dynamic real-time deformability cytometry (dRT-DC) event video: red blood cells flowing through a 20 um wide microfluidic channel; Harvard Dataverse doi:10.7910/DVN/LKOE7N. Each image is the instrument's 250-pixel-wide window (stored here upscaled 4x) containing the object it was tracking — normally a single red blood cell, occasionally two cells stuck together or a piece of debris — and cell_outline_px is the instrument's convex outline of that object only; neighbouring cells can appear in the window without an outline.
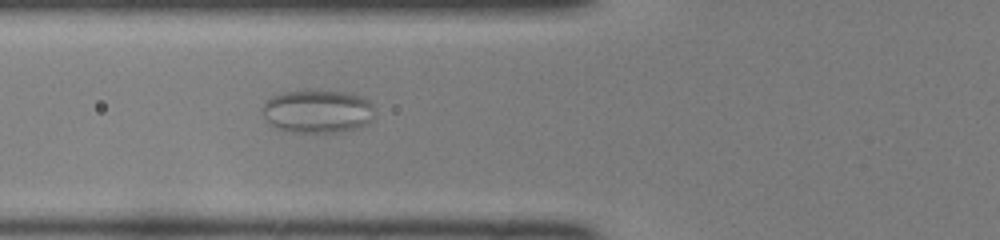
{"species": "common noctule bat (a hibernating species)", "species_latin": "Nyctalus noctula", "temperature_condition": "room temperature", "stored_images_in_passage": 38, "camera_frame_rate_fps": 3000, "um_per_image_px": 0.085, "animal": {"sex": "female", "body_mass_g": 22.0, "forearm_length_mm": 56.7}, "frame": {"image": 1, "passage_image": 6, "time_ms": 1.667, "image_size_px": [1000, 240], "cell_outline_px": [[368, 120], [360, 128], [348, 132], [288, 132], [276, 128], [268, 120], [264, 112], [264, 104], [272, 96], [284, 92], [300, 88], [316, 88], [352, 92], [368, 100]], "centroid_in_image_um": [26.94, 9.42], "position_along_channel_um": 98.9, "area_um2": 28.44}}
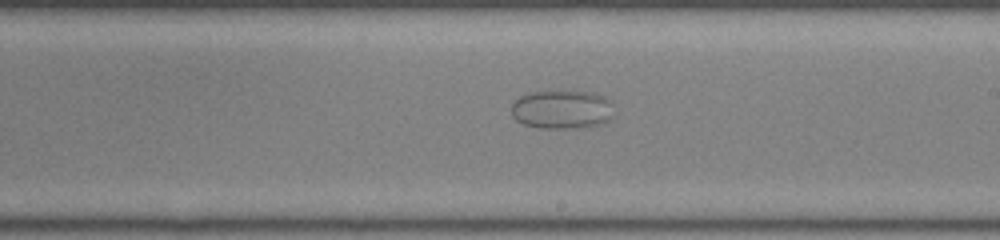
{"frame": {"image": 2, "passage_image": 17, "time_ms": 5.333, "image_size_px": [1000, 240], "cell_outline_px": [[608, 116], [604, 120], [596, 124], [580, 128], [540, 128], [524, 124], [516, 120], [512, 116], [512, 104], [520, 96], [532, 92], [572, 88], [596, 92], [604, 100]], "centroid_in_image_um": [47.61, 9.25], "position_along_channel_um": 241.4, "area_um2": 22.83}}
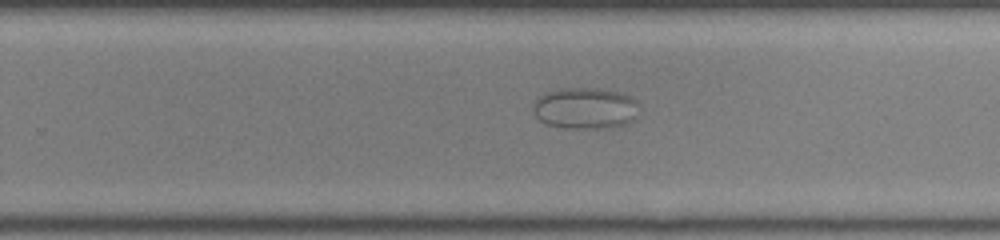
{"frame": {"image": 3, "passage_image": 20, "time_ms": 6.333, "image_size_px": [1000, 240], "cell_outline_px": [[636, 104], [632, 120], [624, 124], [608, 128], [564, 128], [548, 124], [540, 120], [536, 116], [532, 108], [536, 100], [544, 92], [560, 88], [600, 88], [620, 92], [636, 100]], "centroid_in_image_um": [49.68, 9.19], "position_along_channel_um": 280.1, "area_um2": 25.32}}